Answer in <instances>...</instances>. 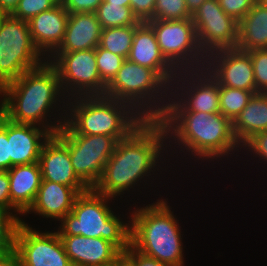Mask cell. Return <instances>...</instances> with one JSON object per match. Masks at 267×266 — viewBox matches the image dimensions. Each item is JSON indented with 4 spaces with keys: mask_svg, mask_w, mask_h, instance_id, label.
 <instances>
[{
    "mask_svg": "<svg viewBox=\"0 0 267 266\" xmlns=\"http://www.w3.org/2000/svg\"><path fill=\"white\" fill-rule=\"evenodd\" d=\"M167 134L159 119H146L128 137L117 142L94 189L112 198L139 181L155 166Z\"/></svg>",
    "mask_w": 267,
    "mask_h": 266,
    "instance_id": "1",
    "label": "cell"
},
{
    "mask_svg": "<svg viewBox=\"0 0 267 266\" xmlns=\"http://www.w3.org/2000/svg\"><path fill=\"white\" fill-rule=\"evenodd\" d=\"M60 87L58 73L51 61L43 62L0 90L4 95L0 112L15 123L40 124L52 104L56 103Z\"/></svg>",
    "mask_w": 267,
    "mask_h": 266,
    "instance_id": "2",
    "label": "cell"
},
{
    "mask_svg": "<svg viewBox=\"0 0 267 266\" xmlns=\"http://www.w3.org/2000/svg\"><path fill=\"white\" fill-rule=\"evenodd\" d=\"M159 120L167 133L172 129L179 143L200 157L227 155L239 145L232 121L222 113L165 112Z\"/></svg>",
    "mask_w": 267,
    "mask_h": 266,
    "instance_id": "3",
    "label": "cell"
},
{
    "mask_svg": "<svg viewBox=\"0 0 267 266\" xmlns=\"http://www.w3.org/2000/svg\"><path fill=\"white\" fill-rule=\"evenodd\" d=\"M131 221L130 245L136 251L167 266H183L179 226L166 202L135 211Z\"/></svg>",
    "mask_w": 267,
    "mask_h": 266,
    "instance_id": "4",
    "label": "cell"
},
{
    "mask_svg": "<svg viewBox=\"0 0 267 266\" xmlns=\"http://www.w3.org/2000/svg\"><path fill=\"white\" fill-rule=\"evenodd\" d=\"M77 103L78 106L72 102L74 108L71 112L74 114H71L74 117L67 119L61 127L66 134L107 135L119 141L128 137L146 120L140 110L137 112L129 103L126 105V102L106 96H82ZM127 113L131 114L130 117Z\"/></svg>",
    "mask_w": 267,
    "mask_h": 266,
    "instance_id": "5",
    "label": "cell"
},
{
    "mask_svg": "<svg viewBox=\"0 0 267 266\" xmlns=\"http://www.w3.org/2000/svg\"><path fill=\"white\" fill-rule=\"evenodd\" d=\"M110 197L98 193L94 188L78 195L70 213L61 221L59 236L82 235L102 238L113 243L121 252L130 246L131 227L122 224L106 205Z\"/></svg>",
    "mask_w": 267,
    "mask_h": 266,
    "instance_id": "6",
    "label": "cell"
},
{
    "mask_svg": "<svg viewBox=\"0 0 267 266\" xmlns=\"http://www.w3.org/2000/svg\"><path fill=\"white\" fill-rule=\"evenodd\" d=\"M167 85L168 84L154 70L125 59L115 77L106 86L104 96L126 103L129 102L130 106H135L134 108H136V110L141 109L140 114L145 119H160L165 113L168 104H165V106L163 104V107L158 106V108L153 106L156 108L153 109L152 107L150 108L152 105L150 100H152L153 96L154 99L157 98L155 95L160 93L159 90H161V94H163L160 88H163V92L166 94V88L169 90V88L166 87ZM146 99L149 101L148 103H150V106L147 105ZM136 104L143 106V108L141 106L139 107V105L137 107ZM145 105H147L146 109Z\"/></svg>",
    "mask_w": 267,
    "mask_h": 266,
    "instance_id": "7",
    "label": "cell"
},
{
    "mask_svg": "<svg viewBox=\"0 0 267 266\" xmlns=\"http://www.w3.org/2000/svg\"><path fill=\"white\" fill-rule=\"evenodd\" d=\"M39 56L28 22L6 14L0 25V90L27 70L41 65Z\"/></svg>",
    "mask_w": 267,
    "mask_h": 266,
    "instance_id": "8",
    "label": "cell"
},
{
    "mask_svg": "<svg viewBox=\"0 0 267 266\" xmlns=\"http://www.w3.org/2000/svg\"><path fill=\"white\" fill-rule=\"evenodd\" d=\"M69 150L77 177L88 187L100 181L107 160L114 153L117 140L107 135L66 134L59 129L55 134Z\"/></svg>",
    "mask_w": 267,
    "mask_h": 266,
    "instance_id": "9",
    "label": "cell"
},
{
    "mask_svg": "<svg viewBox=\"0 0 267 266\" xmlns=\"http://www.w3.org/2000/svg\"><path fill=\"white\" fill-rule=\"evenodd\" d=\"M147 23L153 28L157 43L164 58L174 68L176 67V70H178L177 68H182L181 66L184 64L185 69L182 68V70L188 72L186 68H192L194 66L192 62L197 60L198 66L200 65L199 61L201 62L202 59L207 60L205 58L206 55L202 54L203 51L198 44L196 29L191 18L184 20H149ZM198 57L200 58L198 59ZM185 60L186 62H184ZM179 64L180 67H178ZM189 64L192 65V67H186V65Z\"/></svg>",
    "mask_w": 267,
    "mask_h": 266,
    "instance_id": "10",
    "label": "cell"
},
{
    "mask_svg": "<svg viewBox=\"0 0 267 266\" xmlns=\"http://www.w3.org/2000/svg\"><path fill=\"white\" fill-rule=\"evenodd\" d=\"M191 19L200 49L206 56L207 53L236 47L238 22L224 12L218 0L204 1Z\"/></svg>",
    "mask_w": 267,
    "mask_h": 266,
    "instance_id": "11",
    "label": "cell"
},
{
    "mask_svg": "<svg viewBox=\"0 0 267 266\" xmlns=\"http://www.w3.org/2000/svg\"><path fill=\"white\" fill-rule=\"evenodd\" d=\"M14 253L20 266H73L58 232L39 233L24 221L16 231Z\"/></svg>",
    "mask_w": 267,
    "mask_h": 266,
    "instance_id": "12",
    "label": "cell"
},
{
    "mask_svg": "<svg viewBox=\"0 0 267 266\" xmlns=\"http://www.w3.org/2000/svg\"><path fill=\"white\" fill-rule=\"evenodd\" d=\"M54 54H56L54 57L58 58L51 64L58 73L61 88L67 83L71 92H74L75 88L79 94L83 91L79 96H104L106 85L102 82L97 69L96 48L75 52H54Z\"/></svg>",
    "mask_w": 267,
    "mask_h": 266,
    "instance_id": "13",
    "label": "cell"
},
{
    "mask_svg": "<svg viewBox=\"0 0 267 266\" xmlns=\"http://www.w3.org/2000/svg\"><path fill=\"white\" fill-rule=\"evenodd\" d=\"M207 56L210 60L214 57L211 61L213 65L209 61L207 65L210 64V67L206 66V68L207 70L209 69L208 73L220 86L248 90L254 94L259 93L256 90L253 65L248 52L229 48L217 50L216 52L209 53ZM214 62L215 64L216 62L218 63L214 65ZM211 65L213 66L212 68ZM210 69H212L211 72Z\"/></svg>",
    "mask_w": 267,
    "mask_h": 266,
    "instance_id": "14",
    "label": "cell"
},
{
    "mask_svg": "<svg viewBox=\"0 0 267 266\" xmlns=\"http://www.w3.org/2000/svg\"><path fill=\"white\" fill-rule=\"evenodd\" d=\"M65 120L66 118H64L63 124L58 121L59 125L54 124V126L51 125L49 128L43 126L45 129L42 131V129L40 130L35 125L15 123L7 118L10 168L14 165L39 162L43 143L61 129ZM41 138H44L43 142H40Z\"/></svg>",
    "mask_w": 267,
    "mask_h": 266,
    "instance_id": "15",
    "label": "cell"
},
{
    "mask_svg": "<svg viewBox=\"0 0 267 266\" xmlns=\"http://www.w3.org/2000/svg\"><path fill=\"white\" fill-rule=\"evenodd\" d=\"M39 165L42 180L70 186L88 188L75 174L68 147L54 134L42 146Z\"/></svg>",
    "mask_w": 267,
    "mask_h": 266,
    "instance_id": "16",
    "label": "cell"
},
{
    "mask_svg": "<svg viewBox=\"0 0 267 266\" xmlns=\"http://www.w3.org/2000/svg\"><path fill=\"white\" fill-rule=\"evenodd\" d=\"M127 59L154 70L168 85L174 80V77L177 78L178 70L164 58L153 28L147 22H141L136 27ZM173 69L176 71L175 74H173Z\"/></svg>",
    "mask_w": 267,
    "mask_h": 266,
    "instance_id": "17",
    "label": "cell"
},
{
    "mask_svg": "<svg viewBox=\"0 0 267 266\" xmlns=\"http://www.w3.org/2000/svg\"><path fill=\"white\" fill-rule=\"evenodd\" d=\"M73 266H109L121 251L110 241L82 235L60 236Z\"/></svg>",
    "mask_w": 267,
    "mask_h": 266,
    "instance_id": "18",
    "label": "cell"
},
{
    "mask_svg": "<svg viewBox=\"0 0 267 266\" xmlns=\"http://www.w3.org/2000/svg\"><path fill=\"white\" fill-rule=\"evenodd\" d=\"M68 16V11L59 2L28 21L32 40L40 53H54V49H58L64 39Z\"/></svg>",
    "mask_w": 267,
    "mask_h": 266,
    "instance_id": "19",
    "label": "cell"
},
{
    "mask_svg": "<svg viewBox=\"0 0 267 266\" xmlns=\"http://www.w3.org/2000/svg\"><path fill=\"white\" fill-rule=\"evenodd\" d=\"M89 188H72L52 181H41L33 204L25 212L36 211L44 217L62 219L72 211L75 200Z\"/></svg>",
    "mask_w": 267,
    "mask_h": 266,
    "instance_id": "20",
    "label": "cell"
},
{
    "mask_svg": "<svg viewBox=\"0 0 267 266\" xmlns=\"http://www.w3.org/2000/svg\"><path fill=\"white\" fill-rule=\"evenodd\" d=\"M101 25L94 12L69 13L62 43L54 52H75L99 46Z\"/></svg>",
    "mask_w": 267,
    "mask_h": 266,
    "instance_id": "21",
    "label": "cell"
},
{
    "mask_svg": "<svg viewBox=\"0 0 267 266\" xmlns=\"http://www.w3.org/2000/svg\"><path fill=\"white\" fill-rule=\"evenodd\" d=\"M10 210L25 213L33 204L42 181L39 162L14 165L8 171Z\"/></svg>",
    "mask_w": 267,
    "mask_h": 266,
    "instance_id": "22",
    "label": "cell"
},
{
    "mask_svg": "<svg viewBox=\"0 0 267 266\" xmlns=\"http://www.w3.org/2000/svg\"><path fill=\"white\" fill-rule=\"evenodd\" d=\"M205 74L206 77L202 73L199 74L200 76H198L197 80H200H198L197 85L193 83L195 87L193 85L190 86V88L193 90L188 88L189 93H191L190 95H187L189 96L187 97L188 101L181 99V101H178V103H168V107L165 112H206L209 114L220 113L219 84L210 74L207 73V70ZM207 74L210 78L207 76ZM201 75L204 77L201 78Z\"/></svg>",
    "mask_w": 267,
    "mask_h": 266,
    "instance_id": "23",
    "label": "cell"
},
{
    "mask_svg": "<svg viewBox=\"0 0 267 266\" xmlns=\"http://www.w3.org/2000/svg\"><path fill=\"white\" fill-rule=\"evenodd\" d=\"M249 52L267 49V7L256 1L238 23V40L235 47Z\"/></svg>",
    "mask_w": 267,
    "mask_h": 266,
    "instance_id": "24",
    "label": "cell"
},
{
    "mask_svg": "<svg viewBox=\"0 0 267 266\" xmlns=\"http://www.w3.org/2000/svg\"><path fill=\"white\" fill-rule=\"evenodd\" d=\"M233 132L239 145L253 135L267 130V93H256L235 118Z\"/></svg>",
    "mask_w": 267,
    "mask_h": 266,
    "instance_id": "25",
    "label": "cell"
},
{
    "mask_svg": "<svg viewBox=\"0 0 267 266\" xmlns=\"http://www.w3.org/2000/svg\"><path fill=\"white\" fill-rule=\"evenodd\" d=\"M137 26L131 25L102 29L99 47L127 59Z\"/></svg>",
    "mask_w": 267,
    "mask_h": 266,
    "instance_id": "26",
    "label": "cell"
},
{
    "mask_svg": "<svg viewBox=\"0 0 267 266\" xmlns=\"http://www.w3.org/2000/svg\"><path fill=\"white\" fill-rule=\"evenodd\" d=\"M94 13L102 29L139 25L141 23L133 14L130 6L109 4L105 0Z\"/></svg>",
    "mask_w": 267,
    "mask_h": 266,
    "instance_id": "27",
    "label": "cell"
},
{
    "mask_svg": "<svg viewBox=\"0 0 267 266\" xmlns=\"http://www.w3.org/2000/svg\"><path fill=\"white\" fill-rule=\"evenodd\" d=\"M253 95L252 91L219 85L220 113L233 122Z\"/></svg>",
    "mask_w": 267,
    "mask_h": 266,
    "instance_id": "28",
    "label": "cell"
},
{
    "mask_svg": "<svg viewBox=\"0 0 267 266\" xmlns=\"http://www.w3.org/2000/svg\"><path fill=\"white\" fill-rule=\"evenodd\" d=\"M21 220L0 208V256L14 253L15 236Z\"/></svg>",
    "mask_w": 267,
    "mask_h": 266,
    "instance_id": "29",
    "label": "cell"
},
{
    "mask_svg": "<svg viewBox=\"0 0 267 266\" xmlns=\"http://www.w3.org/2000/svg\"><path fill=\"white\" fill-rule=\"evenodd\" d=\"M125 58L96 47V64L102 82L107 86L121 68Z\"/></svg>",
    "mask_w": 267,
    "mask_h": 266,
    "instance_id": "30",
    "label": "cell"
},
{
    "mask_svg": "<svg viewBox=\"0 0 267 266\" xmlns=\"http://www.w3.org/2000/svg\"><path fill=\"white\" fill-rule=\"evenodd\" d=\"M191 17L185 0H156L151 20H184Z\"/></svg>",
    "mask_w": 267,
    "mask_h": 266,
    "instance_id": "31",
    "label": "cell"
},
{
    "mask_svg": "<svg viewBox=\"0 0 267 266\" xmlns=\"http://www.w3.org/2000/svg\"><path fill=\"white\" fill-rule=\"evenodd\" d=\"M59 0H19L12 16L22 21H30L34 16L55 7Z\"/></svg>",
    "mask_w": 267,
    "mask_h": 266,
    "instance_id": "32",
    "label": "cell"
},
{
    "mask_svg": "<svg viewBox=\"0 0 267 266\" xmlns=\"http://www.w3.org/2000/svg\"><path fill=\"white\" fill-rule=\"evenodd\" d=\"M248 53L253 65L256 90L267 93V49H255Z\"/></svg>",
    "mask_w": 267,
    "mask_h": 266,
    "instance_id": "33",
    "label": "cell"
},
{
    "mask_svg": "<svg viewBox=\"0 0 267 266\" xmlns=\"http://www.w3.org/2000/svg\"><path fill=\"white\" fill-rule=\"evenodd\" d=\"M256 1L257 0H218L224 12L238 23L244 18Z\"/></svg>",
    "mask_w": 267,
    "mask_h": 266,
    "instance_id": "34",
    "label": "cell"
},
{
    "mask_svg": "<svg viewBox=\"0 0 267 266\" xmlns=\"http://www.w3.org/2000/svg\"><path fill=\"white\" fill-rule=\"evenodd\" d=\"M10 169L9 142L7 138V118L0 112V170Z\"/></svg>",
    "mask_w": 267,
    "mask_h": 266,
    "instance_id": "35",
    "label": "cell"
},
{
    "mask_svg": "<svg viewBox=\"0 0 267 266\" xmlns=\"http://www.w3.org/2000/svg\"><path fill=\"white\" fill-rule=\"evenodd\" d=\"M156 0H130L133 14L141 22H147L153 18Z\"/></svg>",
    "mask_w": 267,
    "mask_h": 266,
    "instance_id": "36",
    "label": "cell"
},
{
    "mask_svg": "<svg viewBox=\"0 0 267 266\" xmlns=\"http://www.w3.org/2000/svg\"><path fill=\"white\" fill-rule=\"evenodd\" d=\"M103 0H63L61 3L68 13L95 12Z\"/></svg>",
    "mask_w": 267,
    "mask_h": 266,
    "instance_id": "37",
    "label": "cell"
},
{
    "mask_svg": "<svg viewBox=\"0 0 267 266\" xmlns=\"http://www.w3.org/2000/svg\"><path fill=\"white\" fill-rule=\"evenodd\" d=\"M244 145L245 147L248 146L249 149L251 148L256 154L267 160V130L253 135L244 143Z\"/></svg>",
    "mask_w": 267,
    "mask_h": 266,
    "instance_id": "38",
    "label": "cell"
},
{
    "mask_svg": "<svg viewBox=\"0 0 267 266\" xmlns=\"http://www.w3.org/2000/svg\"><path fill=\"white\" fill-rule=\"evenodd\" d=\"M0 208L10 211L9 176L5 170H0Z\"/></svg>",
    "mask_w": 267,
    "mask_h": 266,
    "instance_id": "39",
    "label": "cell"
},
{
    "mask_svg": "<svg viewBox=\"0 0 267 266\" xmlns=\"http://www.w3.org/2000/svg\"><path fill=\"white\" fill-rule=\"evenodd\" d=\"M125 253L135 262L136 266H167L156 259L147 257L136 251L131 245Z\"/></svg>",
    "mask_w": 267,
    "mask_h": 266,
    "instance_id": "40",
    "label": "cell"
},
{
    "mask_svg": "<svg viewBox=\"0 0 267 266\" xmlns=\"http://www.w3.org/2000/svg\"><path fill=\"white\" fill-rule=\"evenodd\" d=\"M109 266H136V264L125 252H121Z\"/></svg>",
    "mask_w": 267,
    "mask_h": 266,
    "instance_id": "41",
    "label": "cell"
},
{
    "mask_svg": "<svg viewBox=\"0 0 267 266\" xmlns=\"http://www.w3.org/2000/svg\"><path fill=\"white\" fill-rule=\"evenodd\" d=\"M0 266H20L18 257L15 253L0 256Z\"/></svg>",
    "mask_w": 267,
    "mask_h": 266,
    "instance_id": "42",
    "label": "cell"
},
{
    "mask_svg": "<svg viewBox=\"0 0 267 266\" xmlns=\"http://www.w3.org/2000/svg\"><path fill=\"white\" fill-rule=\"evenodd\" d=\"M19 0H0V11L11 14L16 8Z\"/></svg>",
    "mask_w": 267,
    "mask_h": 266,
    "instance_id": "43",
    "label": "cell"
},
{
    "mask_svg": "<svg viewBox=\"0 0 267 266\" xmlns=\"http://www.w3.org/2000/svg\"><path fill=\"white\" fill-rule=\"evenodd\" d=\"M185 1L190 14L192 15L206 0H185Z\"/></svg>",
    "mask_w": 267,
    "mask_h": 266,
    "instance_id": "44",
    "label": "cell"
},
{
    "mask_svg": "<svg viewBox=\"0 0 267 266\" xmlns=\"http://www.w3.org/2000/svg\"><path fill=\"white\" fill-rule=\"evenodd\" d=\"M109 4H116L121 6H130V0H105Z\"/></svg>",
    "mask_w": 267,
    "mask_h": 266,
    "instance_id": "45",
    "label": "cell"
},
{
    "mask_svg": "<svg viewBox=\"0 0 267 266\" xmlns=\"http://www.w3.org/2000/svg\"><path fill=\"white\" fill-rule=\"evenodd\" d=\"M257 1L267 7V0H257Z\"/></svg>",
    "mask_w": 267,
    "mask_h": 266,
    "instance_id": "46",
    "label": "cell"
},
{
    "mask_svg": "<svg viewBox=\"0 0 267 266\" xmlns=\"http://www.w3.org/2000/svg\"><path fill=\"white\" fill-rule=\"evenodd\" d=\"M6 14L4 12H1L0 11V25H1V22L3 20V17L5 16Z\"/></svg>",
    "mask_w": 267,
    "mask_h": 266,
    "instance_id": "47",
    "label": "cell"
}]
</instances>
